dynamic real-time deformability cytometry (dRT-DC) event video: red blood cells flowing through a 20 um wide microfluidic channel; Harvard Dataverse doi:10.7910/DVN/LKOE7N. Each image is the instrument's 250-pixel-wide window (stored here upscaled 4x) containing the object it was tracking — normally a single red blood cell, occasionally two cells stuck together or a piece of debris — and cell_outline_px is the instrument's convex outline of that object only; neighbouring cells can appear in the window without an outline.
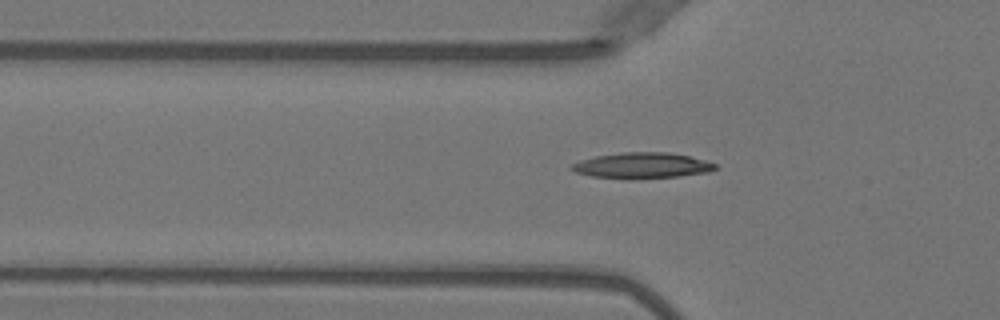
{"species": "Egyptian fruit bat (a non-hibernating species)", "species_latin": "Rousettus aegyptiacus", "temperature_condition": "warm", "stored_images_in_passage": 18, "camera_frame_rate_fps": 3000, "um_per_image_px": 0.085, "animal": {"sex": "female"}, "frame": {"image": 1, "passage_image": 4, "time_ms": 1.0, "image_size_px": [1000, 320], "cell_outline_px": [[716, 168], [708, 172], [676, 176], [628, 180], [592, 176], [576, 172], [568, 168], [572, 164], [580, 160], [596, 156], [624, 152], [668, 152], [688, 156], [704, 160], [716, 164]], "centroid_in_image_um": [54.52, 14.08], "position_along_channel_um": 71.3, "area_um2": 21.56}}
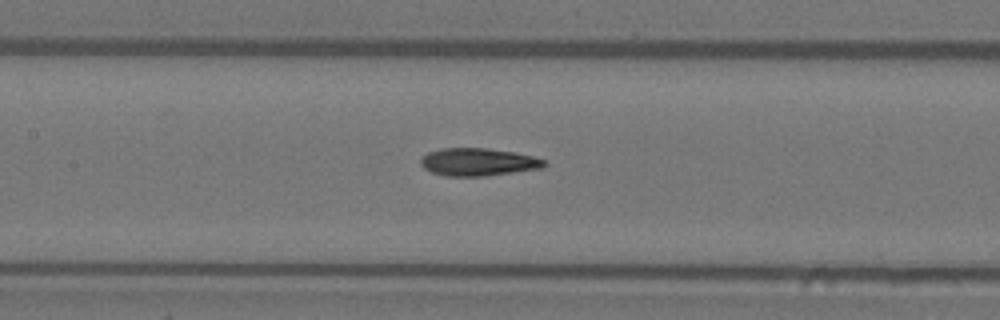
{"frame": {"image": 2, "passage_image": 11, "time_ms": 3.333, "image_size_px": [1000, 320], "cell_outline_px": [[548, 164], [544, 168], [484, 176], [444, 176], [432, 172], [424, 168], [420, 164], [420, 160], [428, 152], [440, 148], [484, 148], [516, 152], [532, 156], [544, 160]], "centroid_in_image_um": [40.65, 13.77], "position_along_channel_um": 166.7, "area_um2": 20.0}}
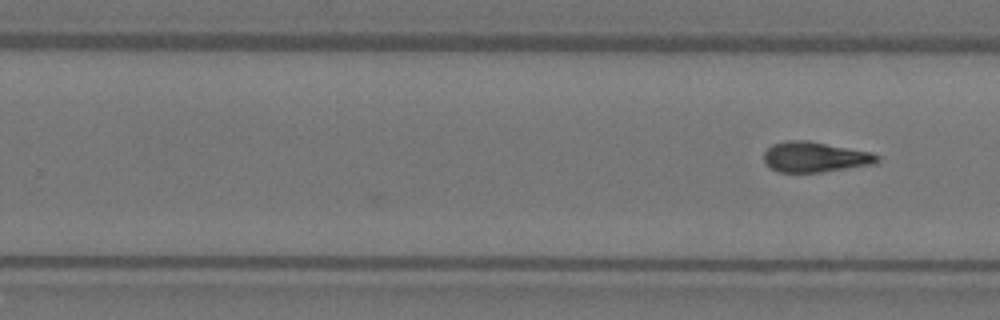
{"frame": {"image": 3, "passage_image": 18, "time_ms": 5.667, "image_size_px": [1000, 320], "cell_outline_px": [[880, 160], [876, 164], [820, 172], [780, 172], [764, 164], [764, 152], [772, 144], [788, 140], [808, 140], [872, 152], [880, 156]], "centroid_in_image_um": [69.29, 13.34], "position_along_channel_um": 260.5, "area_um2": 20.17}}